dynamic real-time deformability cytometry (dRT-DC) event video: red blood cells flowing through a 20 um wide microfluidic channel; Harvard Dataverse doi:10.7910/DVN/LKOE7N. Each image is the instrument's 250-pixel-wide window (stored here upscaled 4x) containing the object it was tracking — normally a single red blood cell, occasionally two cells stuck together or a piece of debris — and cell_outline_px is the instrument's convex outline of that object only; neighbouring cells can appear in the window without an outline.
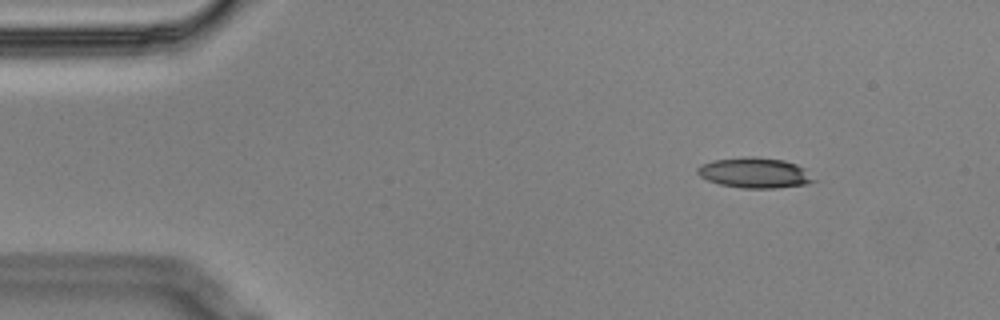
{"species": "Egyptian fruit bat (a non-hibernating species)", "species_latin": "Rousettus aegyptiacus", "temperature_condition": "cold", "stored_images_in_passage": 4, "camera_frame_rate_fps": 3000, "um_per_image_px": 0.085, "animal": {"sex": "male"}, "frame": {"image": 1, "passage_image": 2, "time_ms": 0.333, "image_size_px": [1000, 320], "cell_outline_px": [[816, 180], [808, 184], [776, 188], [744, 188], [720, 184], [708, 180], [700, 176], [696, 172], [696, 168], [700, 164], [712, 160], [752, 156], [784, 160], [796, 164], [804, 168]], "centroid_in_image_um": [64.14, 14.68], "position_along_channel_um": 20.9, "area_um2": 20.58}}
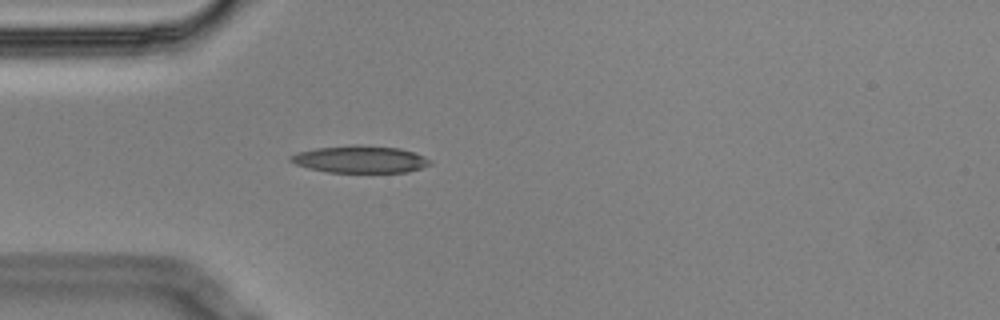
{"frame": {"image": 2, "passage_image": 4, "time_ms": 1.0, "image_size_px": [1000, 320], "cell_outline_px": [[432, 164], [408, 172], [328, 172], [308, 168], [296, 164], [288, 160], [288, 156], [296, 152], [316, 148], [352, 144], [356, 144], [400, 148], [416, 152], [432, 160]], "centroid_in_image_um": [30.61, 13.53], "position_along_channel_um": 54.4, "area_um2": 22.37}}